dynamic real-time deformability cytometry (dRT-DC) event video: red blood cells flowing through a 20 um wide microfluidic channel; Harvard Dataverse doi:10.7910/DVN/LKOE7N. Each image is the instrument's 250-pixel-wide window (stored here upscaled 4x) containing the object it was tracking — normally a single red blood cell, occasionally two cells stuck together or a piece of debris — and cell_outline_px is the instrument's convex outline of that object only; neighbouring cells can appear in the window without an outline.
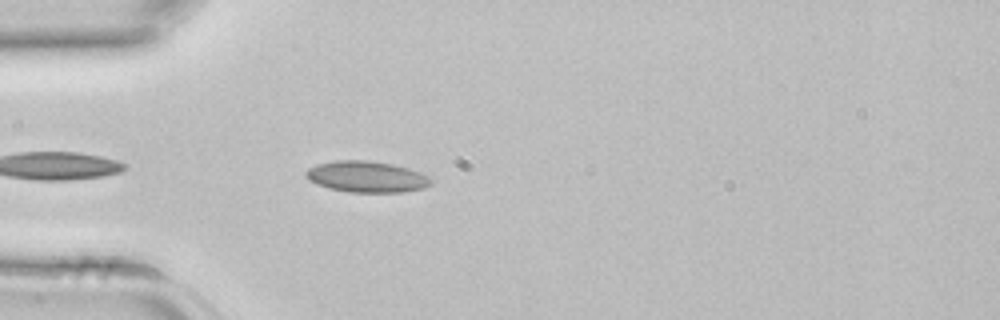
{"species": "common noctule bat (a hibernating species)", "species_latin": "Nyctalus noctula", "temperature_condition": "room temperature", "stored_images_in_passage": 15, "camera_frame_rate_fps": 3000, "um_per_image_px": 0.085, "animal": {"sex": "female", "body_mass_g": 22.7, "forearm_length_mm": 54.2}, "frame": {"image": 1, "passage_image": 1, "time_ms": 0.0, "image_size_px": [1000, 320], "cell_outline_px": [[432, 184], [424, 188], [400, 192], [348, 192], [328, 188], [316, 184], [308, 180], [304, 176], [304, 172], [308, 168], [316, 164], [336, 160], [368, 160], [392, 164], [408, 168], [420, 172], [428, 176], [432, 180]], "centroid_in_image_um": [31.13, 15.02], "position_along_channel_um": 53.9, "area_um2": 22.95}}